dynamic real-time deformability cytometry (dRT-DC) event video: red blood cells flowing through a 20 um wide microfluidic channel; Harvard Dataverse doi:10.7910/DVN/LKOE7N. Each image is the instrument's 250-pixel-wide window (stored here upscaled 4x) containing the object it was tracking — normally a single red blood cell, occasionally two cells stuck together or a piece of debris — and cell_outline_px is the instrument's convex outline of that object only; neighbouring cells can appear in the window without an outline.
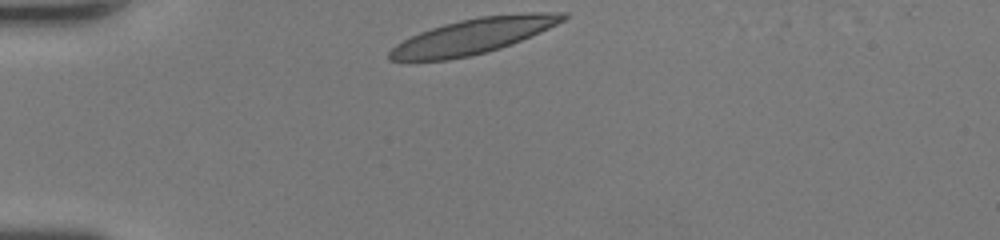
{"species": "human", "species_latin": "Homo sapiens", "temperature_condition": "room temperature", "stored_images_in_passage": 29, "camera_frame_rate_fps": 3000, "um_per_image_px": 0.085, "donor": {"sex": "female"}, "frame": {"image": 1, "passage_image": 1, "time_ms": 0.0, "image_size_px": [1000, 240], "cell_outline_px": [[568, 16], [564, 20], [540, 32], [512, 44], [500, 48], [468, 56], [448, 60], [388, 60], [388, 52], [396, 44], [420, 32], [444, 24], [460, 20], [480, 16], [528, 12], [568, 12]], "centroid_in_image_um": [40.25, 3.05], "position_along_channel_um": 44.7, "area_um2": 35.43}}
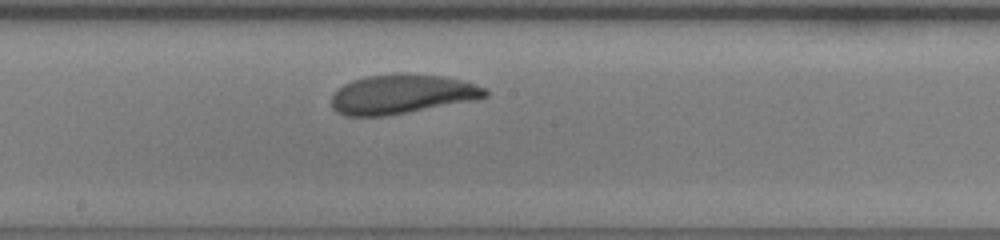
{"frame": {"image": 2, "passage_image": 16, "time_ms": 5.0, "image_size_px": [1000, 240], "cell_outline_px": [[488, 96], [476, 100], [384, 116], [344, 116], [336, 112], [332, 108], [332, 96], [336, 88], [352, 80], [364, 76], [396, 72], [404, 72], [440, 76], [460, 80], [488, 88]], "centroid_in_image_um": [34.13, 7.99], "position_along_channel_um": 214.1, "area_um2": 35.66}}
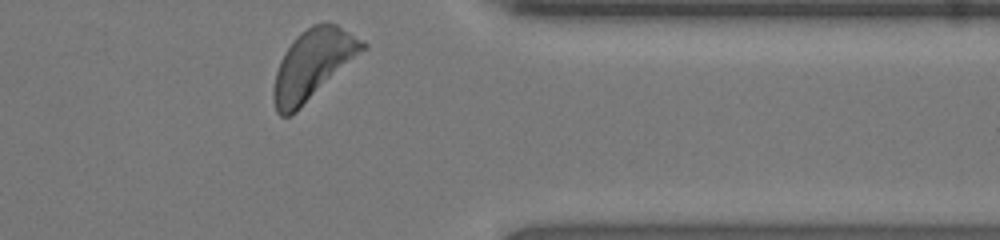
{"frame": {"image": 3, "passage_image": 29, "time_ms": 9.333, "image_size_px": [1000, 240], "cell_outline_px": [[368, 48], [296, 112], [288, 116], [280, 116], [276, 112], [272, 96], [272, 88], [276, 72], [280, 60], [284, 52], [296, 36], [300, 32], [312, 24], [336, 24], [364, 40], [368, 44]], "centroid_in_image_um": [26.6, 5.49], "position_along_channel_um": 384.8, "area_um2": 36.3}, "authors_computed_cell_mechanics": {"area_um2": 35.4314, "velocity_mm_per_s": 4.1206, "shape_relaxation_time_tau1_ms": 3.0215, "shape_relaxation_time_tau2_ms": null, "deformation_change_tau1": 0.1565, "deformation_change_tau2": null}}